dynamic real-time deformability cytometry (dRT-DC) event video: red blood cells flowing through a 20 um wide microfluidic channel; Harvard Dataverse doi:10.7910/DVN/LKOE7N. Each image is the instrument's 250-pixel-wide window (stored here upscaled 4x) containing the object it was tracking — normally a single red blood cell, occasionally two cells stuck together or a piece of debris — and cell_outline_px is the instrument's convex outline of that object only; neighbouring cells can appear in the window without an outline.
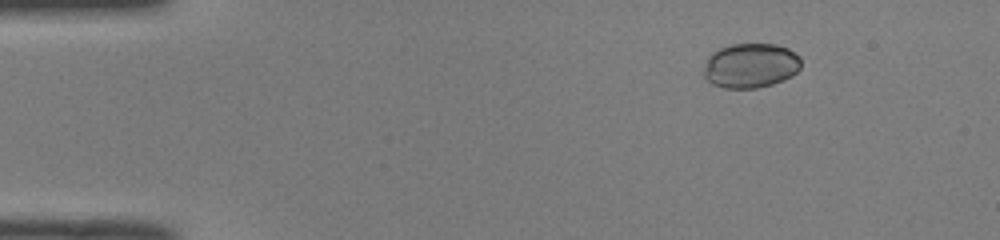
{"species": "common noctule bat (a hibernating species)", "species_latin": "Nyctalus noctula", "temperature_condition": "room temperature", "stored_images_in_passage": 45, "camera_frame_rate_fps": 3000, "um_per_image_px": 0.085, "animal": {"sex": "male", "body_mass_g": 19.0, "forearm_length_mm": 50.8}, "frame": {"image": 1, "passage_image": 1, "time_ms": 0.0, "image_size_px": [1000, 240], "cell_outline_px": [[800, 68], [792, 76], [772, 84], [756, 88], [724, 88], [712, 84], [704, 76], [704, 68], [708, 56], [712, 52], [720, 48], [732, 44], [776, 44], [788, 48], [800, 56]], "centroid_in_image_um": [63.8, 5.57], "position_along_channel_um": 21.2, "area_um2": 25.37}}
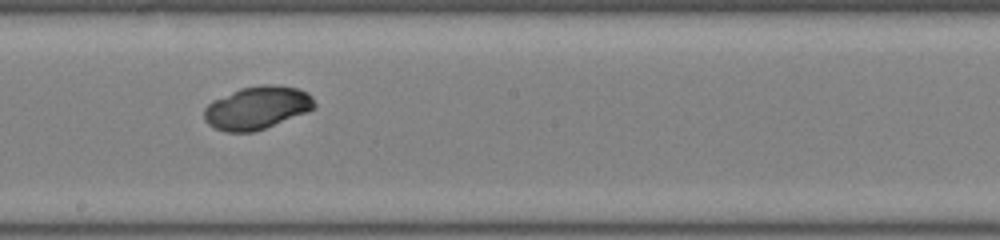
{"frame": {"image": 2, "passage_image": 23, "time_ms": 7.333, "image_size_px": [1000, 240], "cell_outline_px": [[316, 108], [264, 128], [252, 132], [224, 132], [208, 124], [204, 120], [204, 108], [212, 100], [240, 88], [260, 84], [272, 84], [296, 88], [308, 92], [312, 96], [316, 104]], "centroid_in_image_um": [21.84, 9.15], "position_along_channel_um": 226.4, "area_um2": 27.57}}
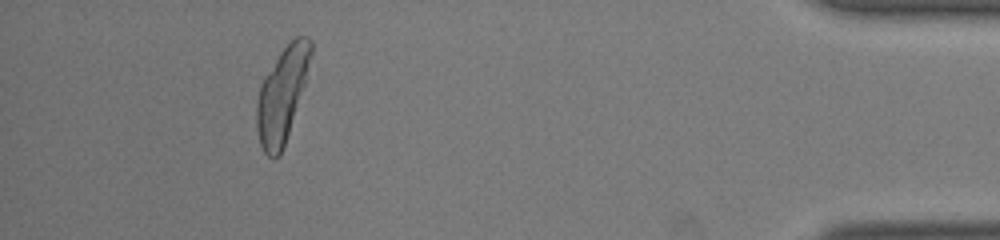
{"frame": {"image": 3, "passage_image": 41, "time_ms": 13.333, "image_size_px": [1000, 240], "cell_outline_px": [[312, 52], [304, 84], [280, 156], [276, 160], [272, 160], [264, 152], [260, 144], [256, 128], [256, 100], [260, 84], [264, 76], [280, 52], [296, 36], [308, 36], [312, 40]], "centroid_in_image_um": [23.94, 8.06], "position_along_channel_um": 411.3, "area_um2": 29.48}}